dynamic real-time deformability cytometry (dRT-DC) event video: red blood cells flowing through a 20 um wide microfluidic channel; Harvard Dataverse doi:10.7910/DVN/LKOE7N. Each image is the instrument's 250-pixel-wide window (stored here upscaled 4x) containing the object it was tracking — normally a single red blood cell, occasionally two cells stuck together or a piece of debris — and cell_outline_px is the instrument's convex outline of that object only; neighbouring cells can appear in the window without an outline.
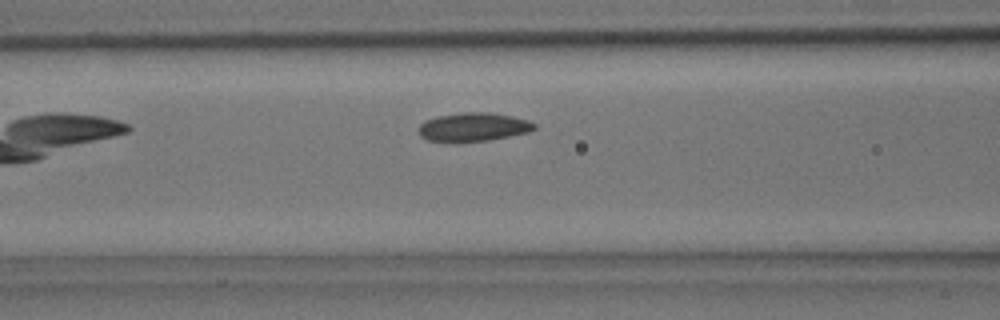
{"species": "common noctule bat (a hibernating species)", "species_latin": "Nyctalus noctula", "temperature_condition": "room temperature", "stored_images_in_passage": 3, "camera_frame_rate_fps": 3000, "um_per_image_px": 0.085, "animal": {"sex": "male", "body_mass_g": 15.6}, "frame": {"image": 1, "passage_image": 3, "time_ms": 0.667, "image_size_px": [1000, 320], "cell_outline_px": [[536, 128], [528, 132], [488, 140], [428, 140], [420, 136], [420, 124], [424, 120], [436, 116], [464, 112], [488, 112], [512, 116], [528, 120], [536, 124]], "centroid_in_image_um": [40.26, 10.76], "position_along_channel_um": 126.3, "area_um2": 18.79}}